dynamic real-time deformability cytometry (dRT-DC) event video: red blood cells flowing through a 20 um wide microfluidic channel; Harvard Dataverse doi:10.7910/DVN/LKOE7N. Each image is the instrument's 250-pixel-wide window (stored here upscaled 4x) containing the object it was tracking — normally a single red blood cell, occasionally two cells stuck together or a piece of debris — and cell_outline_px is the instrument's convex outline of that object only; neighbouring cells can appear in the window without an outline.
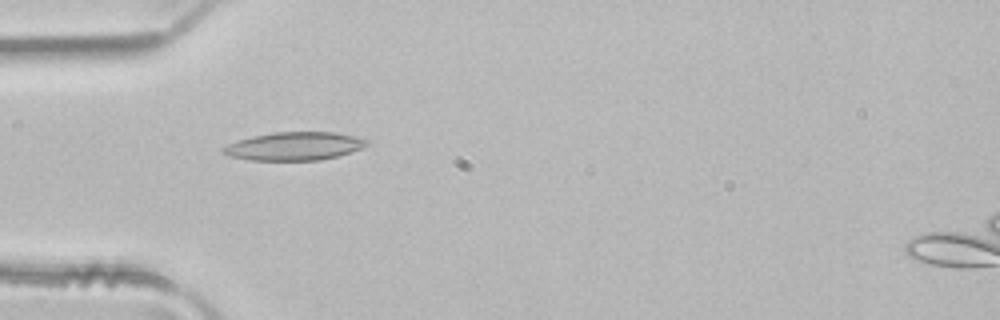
{"species": "common noctule bat (a hibernating species)", "species_latin": "Nyctalus noctula", "temperature_condition": "room temperature", "stored_images_in_passage": 3, "camera_frame_rate_fps": 3000, "um_per_image_px": 0.085, "animal": {"sex": "male", "body_mass_g": 21.5, "forearm_length_mm": 52.0}, "frame": {"image": 1, "passage_image": 2, "time_ms": 0.333, "image_size_px": [1000, 320], "cell_outline_px": [[368, 144], [352, 152], [320, 160], [248, 160], [232, 156], [220, 152], [220, 148], [228, 144], [252, 136], [276, 132], [336, 132], [356, 136], [368, 140]], "centroid_in_image_um": [25.01, 12.42], "position_along_channel_um": 60.0, "area_um2": 23.52}}
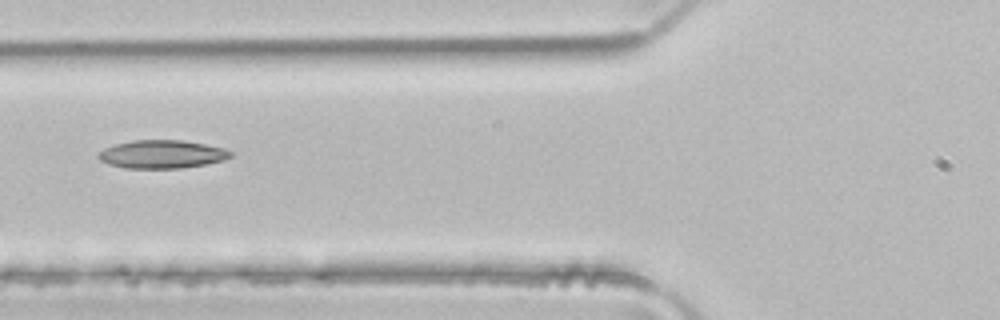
{"frame": {"image": 2, "passage_image": 3, "time_ms": 0.667, "image_size_px": [1000, 320], "cell_outline_px": [[232, 156], [224, 160], [208, 164], [180, 168], [124, 168], [108, 164], [100, 160], [96, 156], [104, 148], [116, 144], [132, 140], [180, 140], [204, 144], [224, 148], [232, 152]], "centroid_in_image_um": [13.76, 13.11], "position_along_channel_um": 112.0, "area_um2": 21.73}}